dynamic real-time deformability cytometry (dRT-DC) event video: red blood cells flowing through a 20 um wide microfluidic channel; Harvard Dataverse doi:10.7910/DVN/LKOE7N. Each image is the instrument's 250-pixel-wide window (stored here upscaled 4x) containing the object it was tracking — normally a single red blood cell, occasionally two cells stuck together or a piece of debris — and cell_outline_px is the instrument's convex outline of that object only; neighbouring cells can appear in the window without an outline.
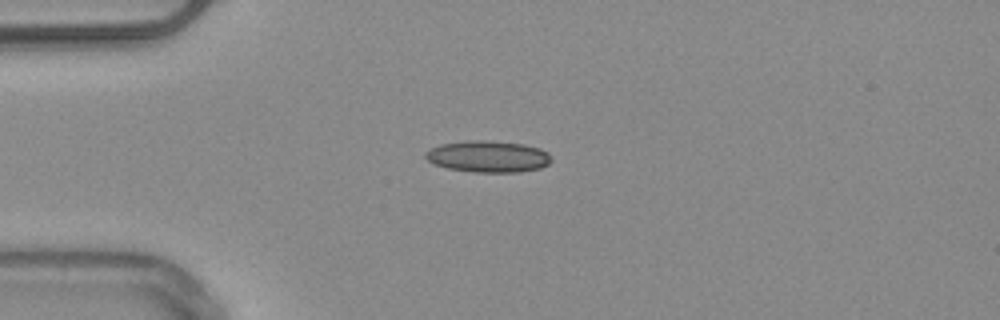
{"species": "common noctule bat (a hibernating species)", "species_latin": "Nyctalus noctula", "temperature_condition": "warm", "stored_images_in_passage": 5, "camera_frame_rate_fps": 3000, "um_per_image_px": 0.085, "animal": {"sex": "male", "body_mass_g": 20.4}, "frame": {"image": 1, "passage_image": 3, "time_ms": 2.333, "image_size_px": [1000, 320], "cell_outline_px": [[552, 160], [548, 164], [540, 168], [520, 172], [476, 172], [448, 168], [432, 164], [424, 156], [424, 152], [440, 144], [468, 140], [488, 140], [524, 144], [540, 148], [548, 152], [552, 156]], "centroid_in_image_um": [41.5, 13.3], "position_along_channel_um": 43.5, "area_um2": 23.35}}
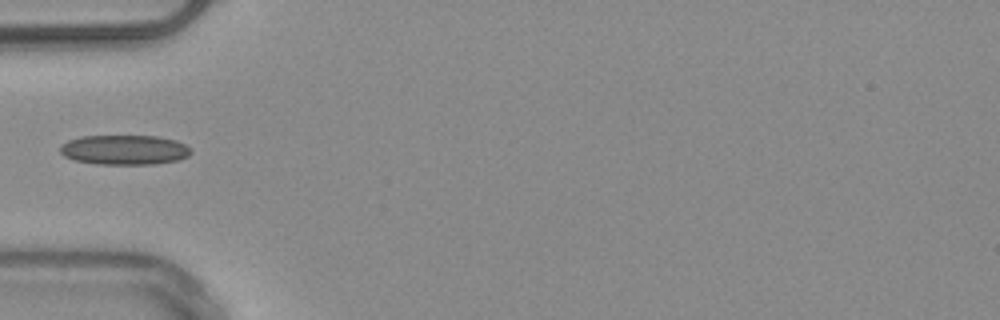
{"frame": {"image": 2, "passage_image": 4, "time_ms": 3.667, "image_size_px": [1000, 320], "cell_outline_px": [[192, 152], [188, 156], [180, 160], [152, 164], [96, 164], [76, 160], [64, 156], [60, 152], [60, 148], [68, 140], [80, 136], [156, 136], [176, 140], [184, 144]], "centroid_in_image_um": [10.59, 12.74], "position_along_channel_um": 74.4, "area_um2": 22.6}}
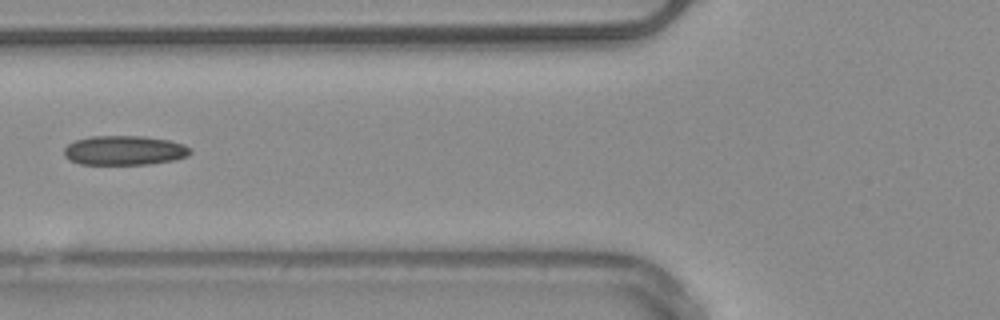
{"frame": {"image": 3, "passage_image": 5, "time_ms": 4.667, "image_size_px": [1000, 320], "cell_outline_px": [[192, 152], [188, 156], [176, 160], [148, 164], [80, 164], [68, 160], [64, 156], [64, 148], [68, 144], [76, 140], [92, 136], [144, 136], [168, 140], [184, 144], [192, 148]], "centroid_in_image_um": [10.6, 12.78], "position_along_channel_um": 115.2, "area_um2": 21.85}}